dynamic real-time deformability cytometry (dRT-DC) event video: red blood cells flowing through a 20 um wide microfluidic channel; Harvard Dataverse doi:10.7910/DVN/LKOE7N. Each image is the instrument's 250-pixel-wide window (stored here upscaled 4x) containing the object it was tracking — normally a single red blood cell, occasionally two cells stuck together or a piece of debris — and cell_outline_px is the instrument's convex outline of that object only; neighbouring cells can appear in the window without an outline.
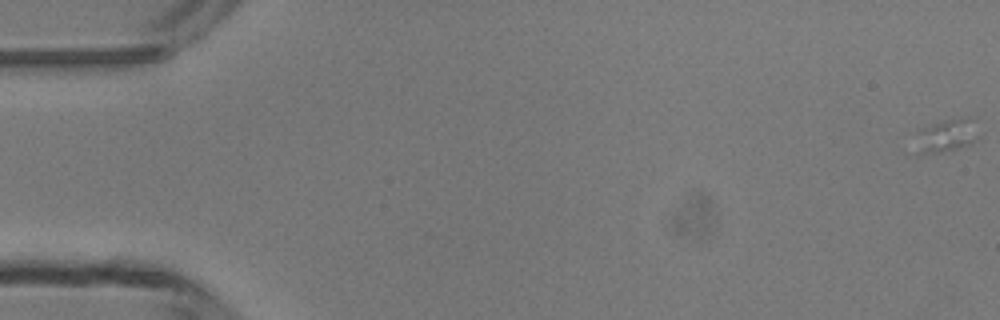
{"species": "common noctule bat (a hibernating species)", "species_latin": "Nyctalus noctula", "temperature_condition": "room temperature", "stored_images_in_passage": 4, "camera_frame_rate_fps": 3000, "um_per_image_px": 0.085, "animal": {"sex": "male", "body_mass_g": 13.3}, "frame": {"image": 1, "passage_image": 1, "time_ms": 0.0, "image_size_px": [1000, 320], "cell_outline_px": [[980, 136], [972, 144], [940, 152], [920, 156], [916, 156], [916, 152], [920, 128], [944, 120], [972, 116]], "centroid_in_image_um": [80.48, 11.54], "position_along_channel_um": 4.5, "area_um2": 12.37}}